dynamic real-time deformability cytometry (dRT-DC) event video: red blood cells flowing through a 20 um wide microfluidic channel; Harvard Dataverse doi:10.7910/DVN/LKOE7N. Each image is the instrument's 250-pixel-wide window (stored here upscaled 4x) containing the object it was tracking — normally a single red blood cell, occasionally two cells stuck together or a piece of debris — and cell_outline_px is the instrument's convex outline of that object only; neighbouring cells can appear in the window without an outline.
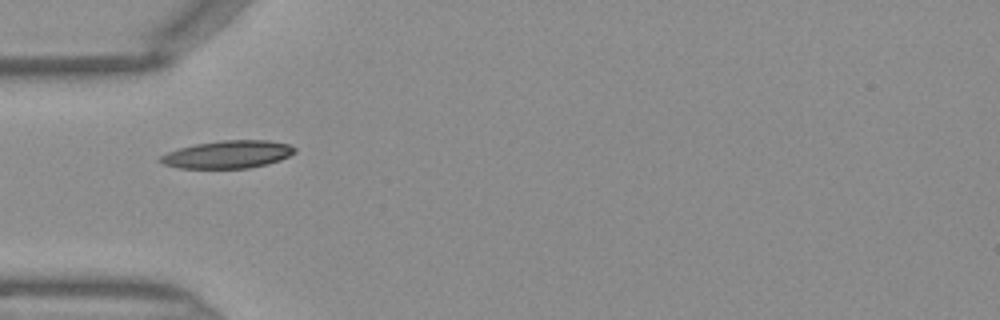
{"species": "Egyptian fruit bat (a non-hibernating species)", "species_latin": "Rousettus aegyptiacus", "temperature_condition": "warm", "stored_images_in_passage": 33, "camera_frame_rate_fps": 3000, "um_per_image_px": 0.085, "frame": {"image": 1, "passage_image": 1, "time_ms": 0.0, "image_size_px": [1000, 320], "cell_outline_px": [[296, 152], [280, 160], [268, 164], [248, 168], [180, 168], [164, 164], [156, 160], [160, 156], [168, 152], [180, 148], [196, 144], [224, 140], [268, 140], [288, 144], [296, 148]], "centroid_in_image_um": [19.37, 13.13], "position_along_channel_um": 65.6, "area_um2": 21.62}}
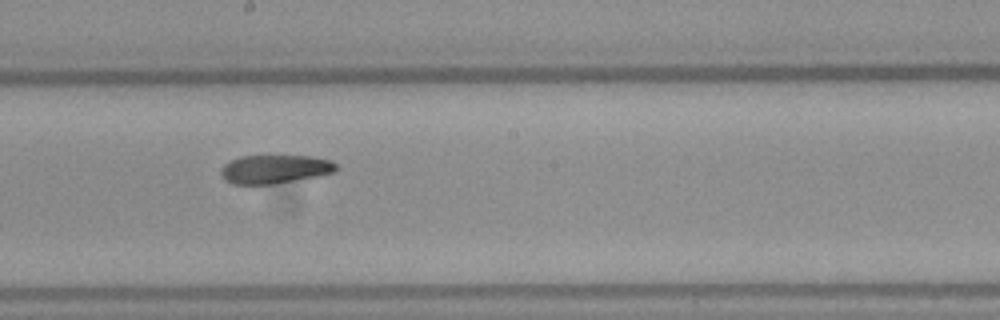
{"frame": {"image": 2, "passage_image": 12, "time_ms": 3.667, "image_size_px": [1000, 320], "cell_outline_px": [[336, 168], [332, 172], [316, 176], [272, 184], [232, 184], [224, 180], [220, 172], [224, 164], [240, 156], [312, 156], [332, 160], [336, 164]], "centroid_in_image_um": [23.32, 14.37], "position_along_channel_um": 224.9, "area_um2": 19.02}}
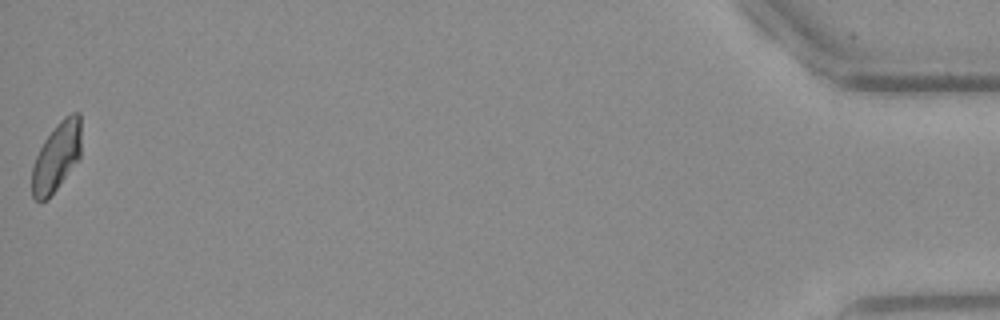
{"frame": {"image": 3, "passage_image": 33, "time_ms": 10.667, "image_size_px": [1000, 320], "cell_outline_px": [[80, 160], [56, 188], [44, 200], [36, 200], [32, 196], [32, 168], [36, 156], [44, 140], [56, 124], [64, 116], [72, 112], [80, 112]], "centroid_in_image_um": [4.82, 13.28], "position_along_channel_um": 430.4, "area_um2": 19.59}}